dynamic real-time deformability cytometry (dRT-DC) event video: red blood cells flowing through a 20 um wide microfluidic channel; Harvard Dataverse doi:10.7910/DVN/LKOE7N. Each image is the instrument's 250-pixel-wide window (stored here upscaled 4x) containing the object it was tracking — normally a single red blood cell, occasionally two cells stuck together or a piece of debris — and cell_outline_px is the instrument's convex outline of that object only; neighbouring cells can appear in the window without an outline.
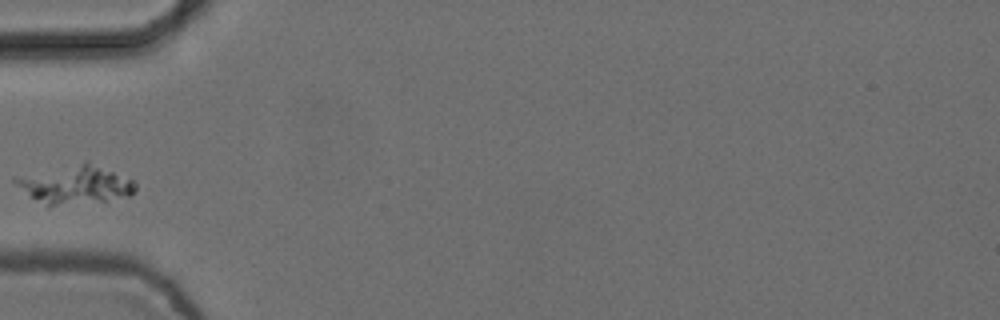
{"species": "common noctule bat (a hibernating species)", "species_latin": "Nyctalus noctula", "temperature_condition": "cold", "stored_images_in_passage": 1, "camera_frame_rate_fps": 3000, "um_per_image_px": 0.085, "animal": {"sex": "female", "body_mass_g": 24.6, "forearm_length_mm": 56.2}, "frame": {"image": 1, "passage_image": 1, "time_ms": 0.0, "image_size_px": [1000, 320], "cell_outline_px": [[136, 188], [132, 196], [48, 208], [16, 184], [12, 180], [12, 176], [88, 160], [132, 180], [136, 184]], "centroid_in_image_um": [6.37, 15.68], "position_along_channel_um": 78.6, "area_um2": 27.17}}